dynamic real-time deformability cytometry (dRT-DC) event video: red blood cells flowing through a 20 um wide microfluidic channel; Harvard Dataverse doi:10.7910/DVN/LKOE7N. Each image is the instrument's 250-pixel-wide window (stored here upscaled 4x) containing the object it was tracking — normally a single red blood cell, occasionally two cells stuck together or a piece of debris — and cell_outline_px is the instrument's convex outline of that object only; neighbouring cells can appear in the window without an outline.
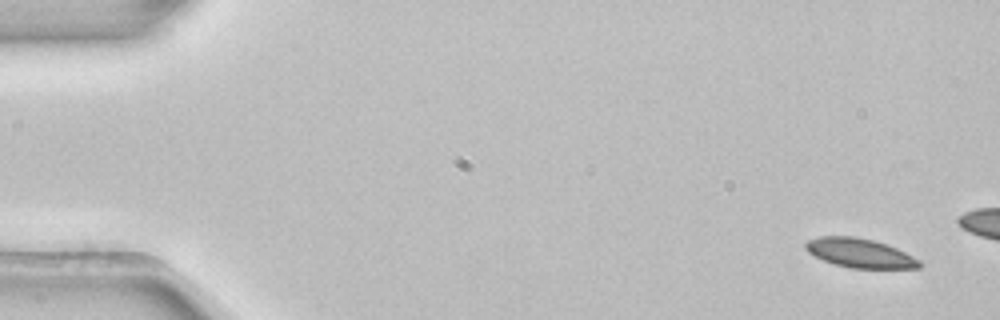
{"species": "common noctule bat (a hibernating species)", "species_latin": "Nyctalus noctula", "temperature_condition": "room temperature", "stored_images_in_passage": 4, "camera_frame_rate_fps": 3000, "um_per_image_px": 0.085, "animal": {"sex": "female", "body_mass_g": 22.7, "forearm_length_mm": 54.2}, "frame": {"image": 1, "passage_image": 1, "time_ms": 0.0, "image_size_px": [1000, 320], "cell_outline_px": [[924, 264], [920, 268], [848, 268], [824, 260], [808, 252], [804, 248], [804, 244], [808, 240], [820, 236], [852, 236], [872, 240], [896, 248], [920, 260]], "centroid_in_image_um": [73.09, 21.51], "position_along_channel_um": 11.9, "area_um2": 19.19}}